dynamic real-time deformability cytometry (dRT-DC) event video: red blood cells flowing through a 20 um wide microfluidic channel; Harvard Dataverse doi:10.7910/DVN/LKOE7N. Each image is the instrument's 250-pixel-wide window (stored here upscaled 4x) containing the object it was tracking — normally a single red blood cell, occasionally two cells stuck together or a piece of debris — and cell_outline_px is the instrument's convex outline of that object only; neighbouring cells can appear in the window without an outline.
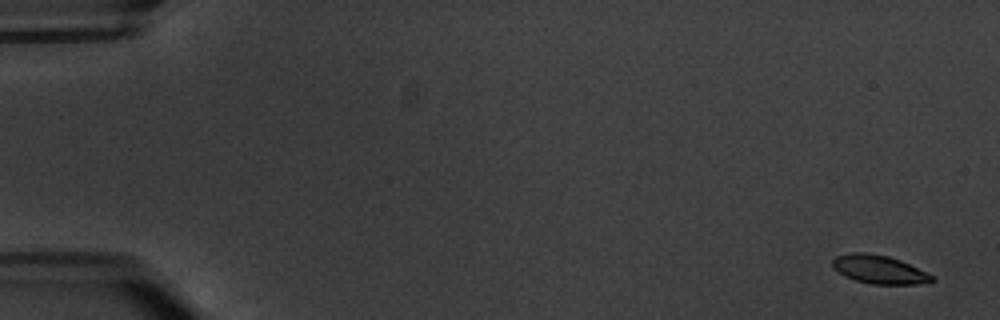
{"species": "common noctule bat (a hibernating species)", "species_latin": "Nyctalus noctula", "temperature_condition": "warm", "stored_images_in_passage": 5, "camera_frame_rate_fps": 3000, "um_per_image_px": 0.085, "animal": {"sex": "male", "body_mass_g": 20.1, "forearm_length_mm": 53.5}, "frame": {"image": 1, "passage_image": 1, "time_ms": 0.0, "image_size_px": [1000, 320], "cell_outline_px": [[936, 280], [932, 284], [872, 284], [856, 280], [844, 276], [832, 268], [832, 260], [836, 256], [852, 252], [864, 252], [888, 256], [900, 260], [932, 276]], "centroid_in_image_um": [74.71, 22.91], "position_along_channel_um": 10.3, "area_um2": 16.47}}